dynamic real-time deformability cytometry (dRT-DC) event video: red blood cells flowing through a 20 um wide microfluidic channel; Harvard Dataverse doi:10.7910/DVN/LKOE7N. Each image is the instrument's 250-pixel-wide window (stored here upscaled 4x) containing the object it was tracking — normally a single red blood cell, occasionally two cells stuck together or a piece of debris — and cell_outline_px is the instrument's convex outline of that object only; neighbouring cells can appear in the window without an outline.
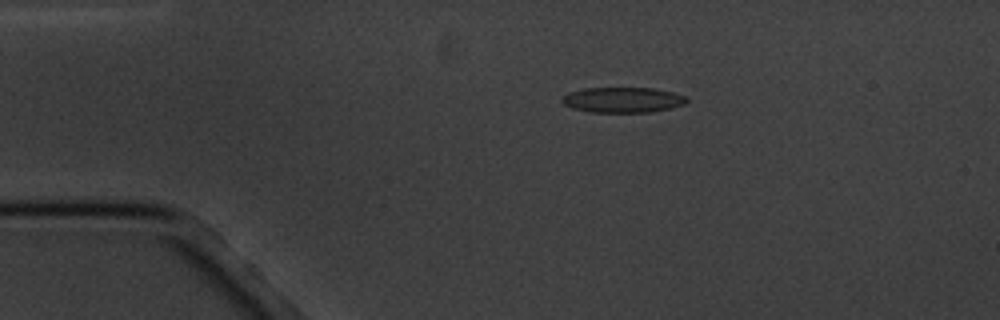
{"species": "common noctule bat (a hibernating species)", "species_latin": "Nyctalus noctula", "temperature_condition": "cold", "stored_images_in_passage": 16, "camera_frame_rate_fps": 3000, "um_per_image_px": 0.085, "animal": {"sex": "male", "body_mass_g": 20.1, "forearm_length_mm": 53.5}, "frame": {"image": 1, "passage_image": 4, "time_ms": 3.333, "image_size_px": [1000, 320], "cell_outline_px": [[688, 100], [684, 104], [672, 108], [652, 112], [588, 112], [572, 108], [564, 104], [560, 100], [560, 96], [568, 92], [584, 88], [652, 88], [672, 92], [688, 96]], "centroid_in_image_um": [52.91, 8.49], "position_along_channel_um": 32.1, "area_um2": 18.67}}
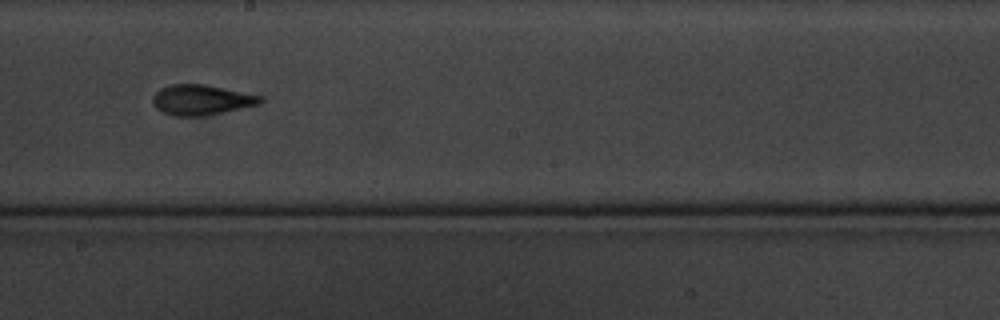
{"frame": {"image": 2, "passage_image": 10, "time_ms": 10.333, "image_size_px": [1000, 320], "cell_outline_px": [[264, 100], [260, 104], [204, 116], [176, 116], [164, 112], [156, 108], [152, 100], [152, 96], [160, 88], [168, 84], [204, 84], [264, 96]], "centroid_in_image_um": [17.12, 8.48], "position_along_channel_um": 231.1, "area_um2": 19.02}}
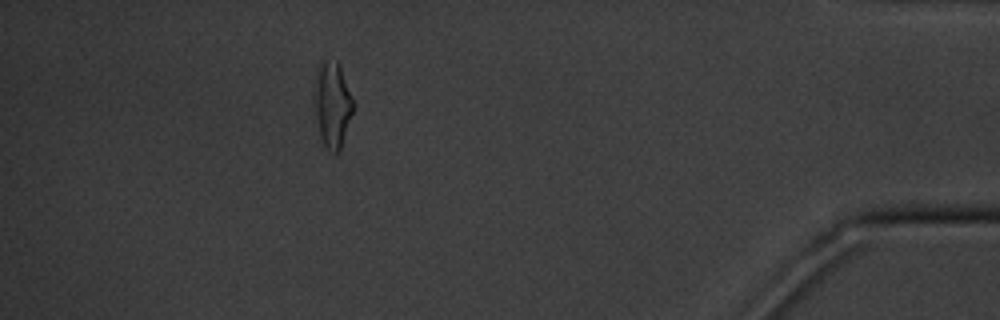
{"frame": {"image": 3, "passage_image": 15, "time_ms": 17.0, "image_size_px": [1000, 320], "cell_outline_px": [[356, 104], [340, 152], [336, 156], [324, 144], [320, 132], [312, 100], [312, 88], [316, 72], [320, 60], [336, 60], [340, 64]], "centroid_in_image_um": [28.26, 8.83], "position_along_channel_um": 406.9, "area_um2": 20.29}, "authors_computed_cell_mechanics": {"area_um2": 18.2359, "velocity_mm_per_s": 3.4228, "shape_relaxation_time_tau1_ms": 5.4741, "shape_relaxation_time_tau2_ms": 2.1637, "deformation_change_tau1": 0.1562, "deformation_change_tau2": 0.0981}}